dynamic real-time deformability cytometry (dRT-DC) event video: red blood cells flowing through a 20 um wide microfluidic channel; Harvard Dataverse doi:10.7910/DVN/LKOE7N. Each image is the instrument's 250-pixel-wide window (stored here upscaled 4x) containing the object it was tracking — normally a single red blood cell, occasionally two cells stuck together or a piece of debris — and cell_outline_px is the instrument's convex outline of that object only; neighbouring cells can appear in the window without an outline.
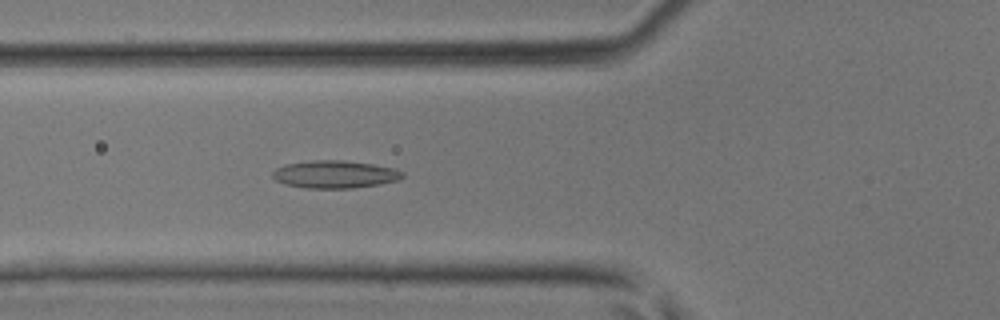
{"species": "common noctule bat (a hibernating species)", "species_latin": "Nyctalus noctula", "temperature_condition": "room temperature", "stored_images_in_passage": 44, "camera_frame_rate_fps": 3000, "um_per_image_px": 0.085, "animal": {"sex": "male", "body_mass_g": 17.9, "forearm_length_mm": 54.2}, "frame": {"image": 1, "passage_image": 16, "time_ms": 5.0, "image_size_px": [1000, 320], "cell_outline_px": [[404, 176], [400, 180], [380, 184], [352, 188], [308, 188], [284, 184], [276, 180], [272, 176], [272, 172], [276, 168], [284, 164], [312, 160], [344, 160], [372, 164], [392, 168], [404, 172]], "centroid_in_image_um": [28.46, 14.81], "position_along_channel_um": 97.3, "area_um2": 20.98}}
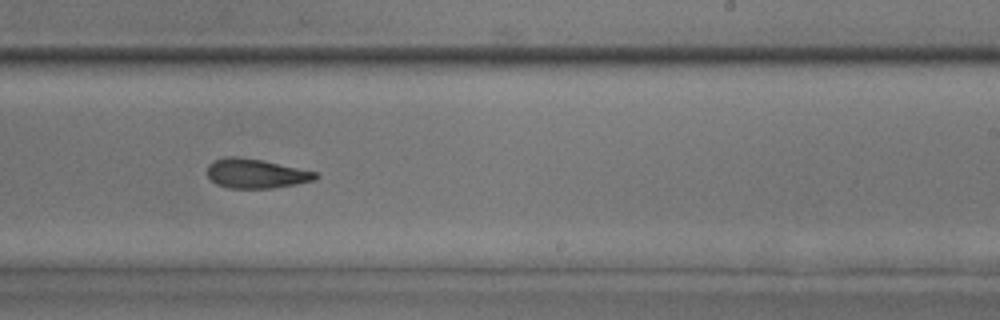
{"frame": {"image": 2, "passage_image": 27, "time_ms": 8.667, "image_size_px": [1000, 320], "cell_outline_px": [[320, 176], [316, 180], [296, 184], [272, 188], [228, 188], [216, 184], [208, 176], [208, 164], [212, 160], [228, 156], [236, 156], [264, 160], [316, 172]], "centroid_in_image_um": [21.75, 14.74], "position_along_channel_um": 267.2, "area_um2": 18.67}}
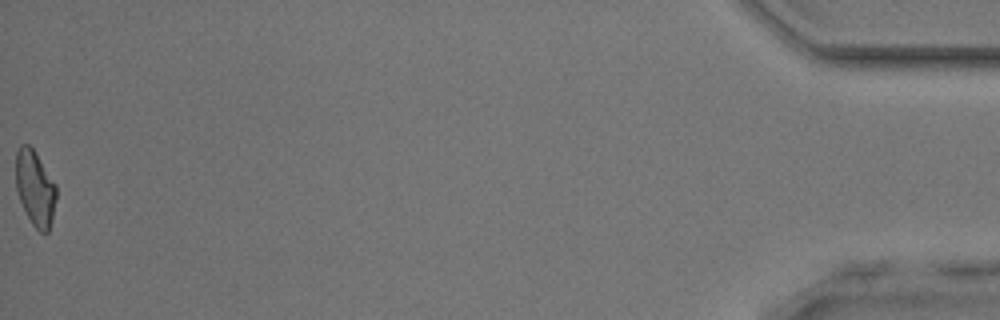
{"frame": {"image": 3, "passage_image": 44, "time_ms": 14.333, "image_size_px": [1000, 320], "cell_outline_px": [[56, 200], [52, 220], [48, 232], [40, 232], [32, 224], [20, 200], [16, 188], [16, 152], [20, 144], [28, 144], [36, 152], [56, 184]], "centroid_in_image_um": [2.99, 15.97], "position_along_channel_um": 432.2, "area_um2": 17.74}}